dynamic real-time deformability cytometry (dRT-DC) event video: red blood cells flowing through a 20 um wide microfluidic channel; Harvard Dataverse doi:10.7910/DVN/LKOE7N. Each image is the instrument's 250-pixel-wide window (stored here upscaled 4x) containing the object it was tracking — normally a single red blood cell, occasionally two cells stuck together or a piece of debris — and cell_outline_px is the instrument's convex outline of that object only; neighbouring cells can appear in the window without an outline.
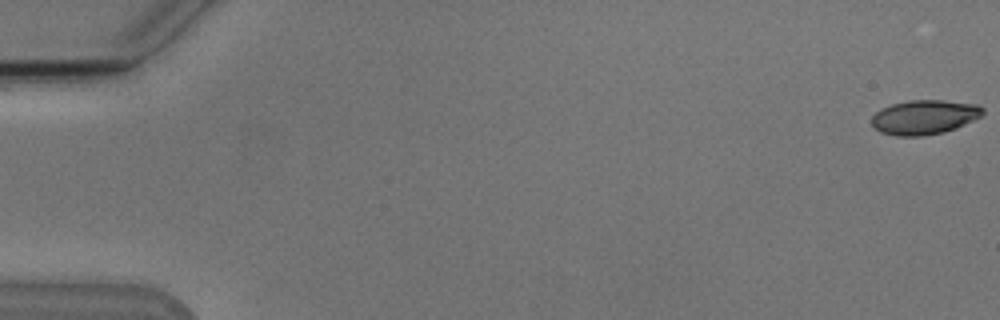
{"species": "Egyptian fruit bat (a non-hibernating species)", "species_latin": "Rousettus aegyptiacus", "temperature_condition": "cold", "stored_images_in_passage": 10, "camera_frame_rate_fps": 3000, "um_per_image_px": 0.085, "animal": {"sex": "male"}, "frame": {"image": 1, "passage_image": 1, "time_ms": 0.0, "image_size_px": [1000, 320], "cell_outline_px": [[984, 112], [980, 116], [956, 128], [944, 132], [924, 136], [896, 136], [880, 132], [872, 124], [872, 116], [880, 108], [892, 104], [908, 100], [944, 100], [980, 104], [984, 108]], "centroid_in_image_um": [78.58, 9.95], "position_along_channel_um": 6.4, "area_um2": 22.43}}
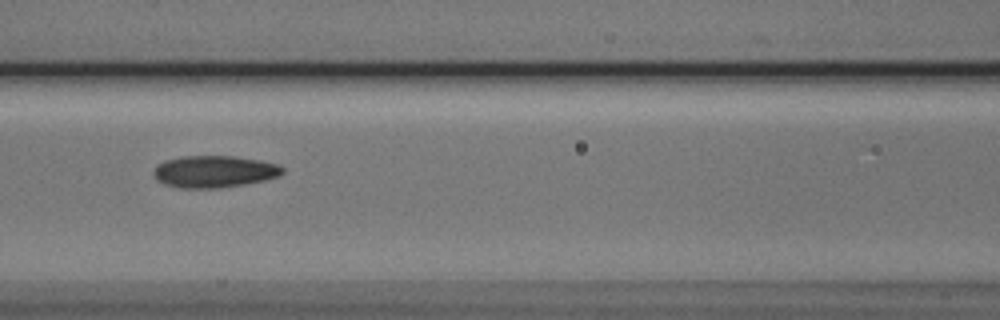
{"frame": {"image": 2, "passage_image": 8, "time_ms": 8.0, "image_size_px": [1000, 320], "cell_outline_px": [[284, 172], [280, 176], [264, 180], [244, 184], [220, 188], [180, 188], [164, 184], [156, 180], [152, 172], [156, 164], [164, 160], [184, 156], [232, 156], [260, 160], [280, 164], [284, 168]], "centroid_in_image_um": [18.2, 14.58], "position_along_channel_um": 148.4, "area_um2": 24.28}}
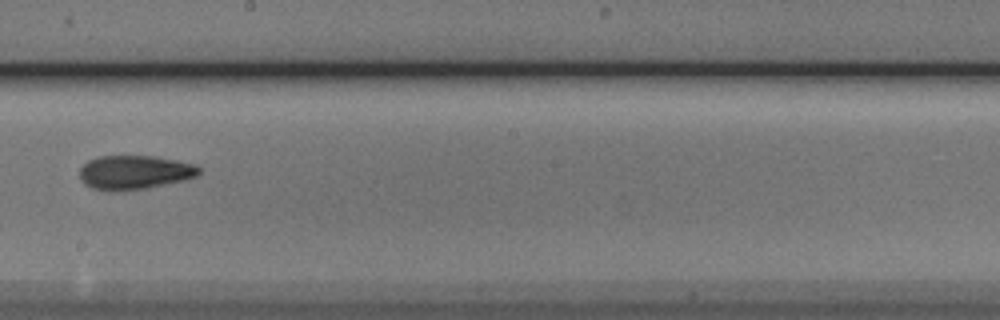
{"frame": {"image": 3, "passage_image": 10, "time_ms": 10.333, "image_size_px": [1000, 320], "cell_outline_px": [[200, 172], [196, 176], [184, 180], [148, 188], [108, 192], [92, 188], [84, 184], [80, 180], [80, 168], [88, 160], [96, 156], [156, 156], [196, 164], [200, 168]], "centroid_in_image_um": [11.41, 14.65], "position_along_channel_um": 236.8, "area_um2": 23.93}}